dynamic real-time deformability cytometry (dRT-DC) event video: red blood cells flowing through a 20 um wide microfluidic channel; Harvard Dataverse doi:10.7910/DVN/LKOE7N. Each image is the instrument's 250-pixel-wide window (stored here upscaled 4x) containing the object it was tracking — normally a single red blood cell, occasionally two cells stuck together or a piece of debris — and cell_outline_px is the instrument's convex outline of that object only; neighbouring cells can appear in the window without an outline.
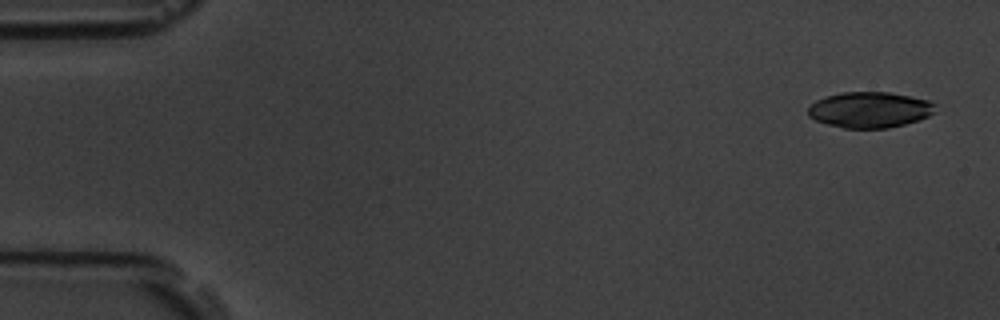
{"species": "common noctule bat (a hibernating species)", "species_latin": "Nyctalus noctula", "temperature_condition": "room temperature", "stored_images_in_passage": 4, "camera_frame_rate_fps": 3000, "um_per_image_px": 0.085, "animal": {"sex": "male", "body_mass_g": 19.5, "forearm_length_mm": 54.6}, "frame": {"image": 1, "passage_image": 1, "time_ms": 0.0, "image_size_px": [1000, 320], "cell_outline_px": [[936, 112], [928, 116], [904, 124], [888, 128], [844, 128], [828, 124], [816, 120], [808, 116], [808, 108], [816, 100], [824, 96], [840, 92], [892, 92], [928, 100], [936, 104]], "centroid_in_image_um": [73.93, 9.32], "position_along_channel_um": 11.1, "area_um2": 26.65}}